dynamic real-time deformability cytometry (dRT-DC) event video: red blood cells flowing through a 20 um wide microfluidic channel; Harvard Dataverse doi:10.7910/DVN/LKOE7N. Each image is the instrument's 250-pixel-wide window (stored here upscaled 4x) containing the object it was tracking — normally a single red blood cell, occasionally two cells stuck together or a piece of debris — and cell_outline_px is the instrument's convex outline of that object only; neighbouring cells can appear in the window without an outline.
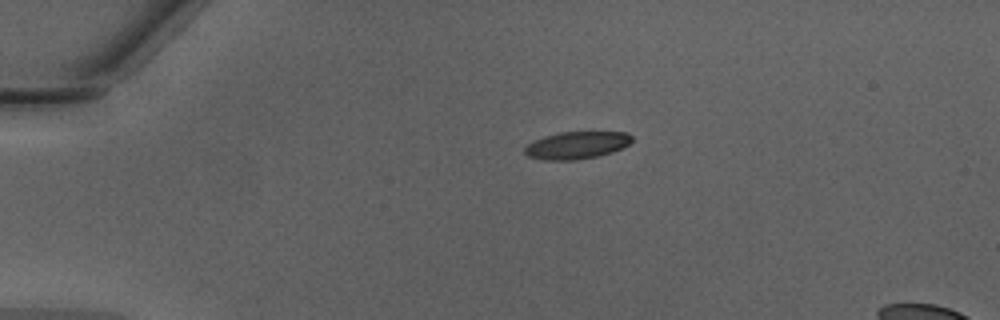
{"species": "Egyptian fruit bat (a non-hibernating species)", "species_latin": "Rousettus aegyptiacus", "temperature_condition": "warm", "stored_images_in_passage": 40, "segment_of_instrument_passage": [1, 2], "camera_frame_rate_fps": 3000, "um_per_image_px": 0.085, "animal": {"sex": "male"}, "frame": {"image": 1, "passage_image": 1, "time_ms": 0.0, "image_size_px": [1000, 320], "cell_outline_px": [[632, 140], [624, 148], [600, 156], [576, 160], [544, 160], [528, 156], [524, 152], [524, 148], [532, 140], [544, 136], [560, 132], [628, 132], [632, 136]], "centroid_in_image_um": [49.02, 12.34], "position_along_channel_um": 36.0, "area_um2": 17.28}}
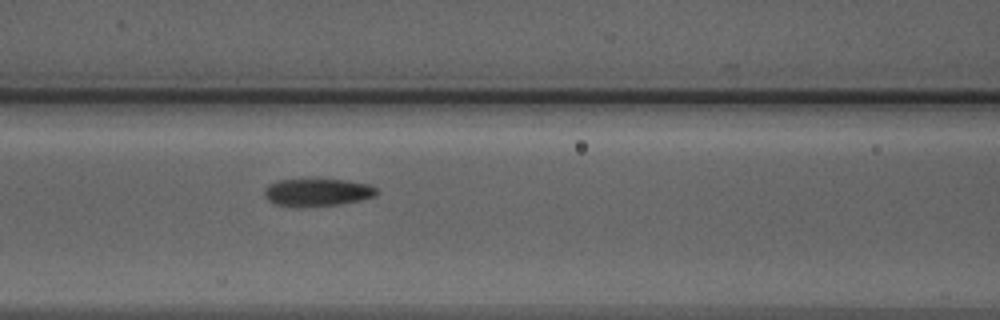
{"frame": {"image": 2, "passage_image": 12, "time_ms": 3.667, "image_size_px": [1000, 320], "cell_outline_px": [[376, 196], [360, 200], [340, 204], [300, 208], [296, 208], [276, 204], [268, 200], [264, 196], [264, 188], [268, 184], [280, 180], [344, 180], [368, 184], [376, 188]], "centroid_in_image_um": [26.93, 16.37], "position_along_channel_um": 139.7, "area_um2": 18.09}}
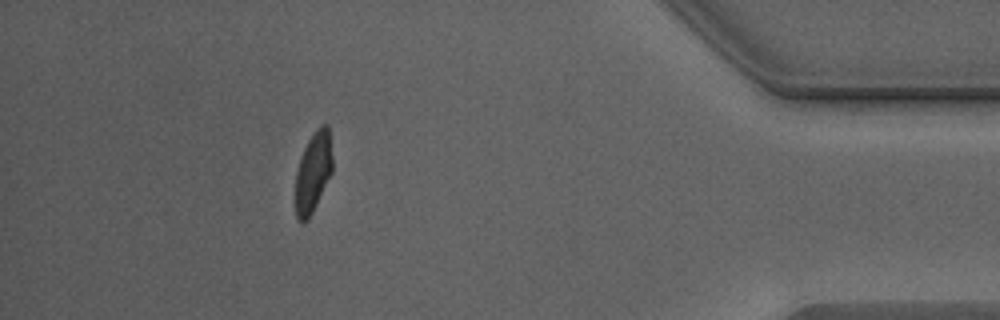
{"frame": {"image": 3, "passage_image": 34, "time_ms": 11.0, "image_size_px": [1000, 320], "cell_outline_px": [[332, 172], [308, 220], [304, 224], [300, 224], [296, 216], [296, 172], [304, 148], [308, 140], [316, 128], [320, 124], [328, 124], [332, 156]], "centroid_in_image_um": [26.62, 14.63], "position_along_channel_um": 408.6, "area_um2": 17.22}}